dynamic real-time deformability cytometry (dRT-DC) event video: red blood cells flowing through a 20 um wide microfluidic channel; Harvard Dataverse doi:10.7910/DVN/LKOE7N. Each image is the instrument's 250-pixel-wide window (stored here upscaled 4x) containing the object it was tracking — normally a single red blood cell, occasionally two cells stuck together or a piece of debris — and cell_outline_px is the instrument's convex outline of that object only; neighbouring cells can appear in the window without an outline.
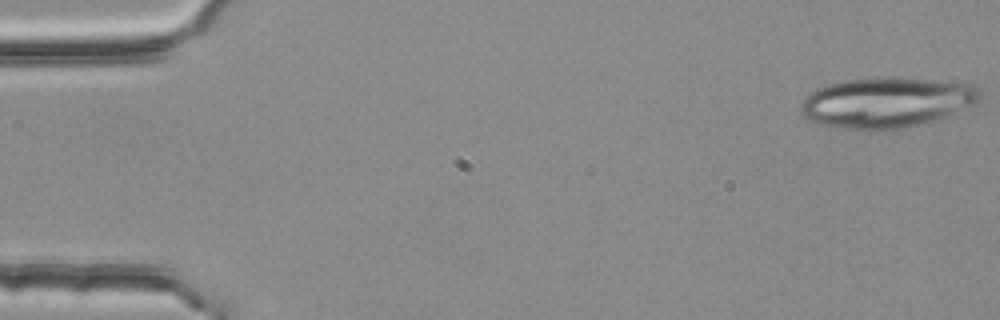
{"species": "common noctule bat (a hibernating species)", "species_latin": "Nyctalus noctula", "temperature_condition": "room temperature", "stored_images_in_passage": 5, "camera_frame_rate_fps": 3000, "um_per_image_px": 0.085, "animal": {"sex": "female", "body_mass_g": 25.1}, "frame": {"image": 1, "passage_image": 1, "time_ms": 0.0, "image_size_px": [1000, 320], "cell_outline_px": [[980, 100], [976, 104], [936, 120], [916, 124], [892, 128], [852, 128], [824, 124], [812, 120], [804, 116], [800, 108], [800, 104], [816, 88], [828, 84], [848, 80], [888, 76], [900, 76], [976, 84], [980, 88]], "centroid_in_image_um": [75.45, 8.65], "position_along_channel_um": 9.5, "area_um2": 51.96}}